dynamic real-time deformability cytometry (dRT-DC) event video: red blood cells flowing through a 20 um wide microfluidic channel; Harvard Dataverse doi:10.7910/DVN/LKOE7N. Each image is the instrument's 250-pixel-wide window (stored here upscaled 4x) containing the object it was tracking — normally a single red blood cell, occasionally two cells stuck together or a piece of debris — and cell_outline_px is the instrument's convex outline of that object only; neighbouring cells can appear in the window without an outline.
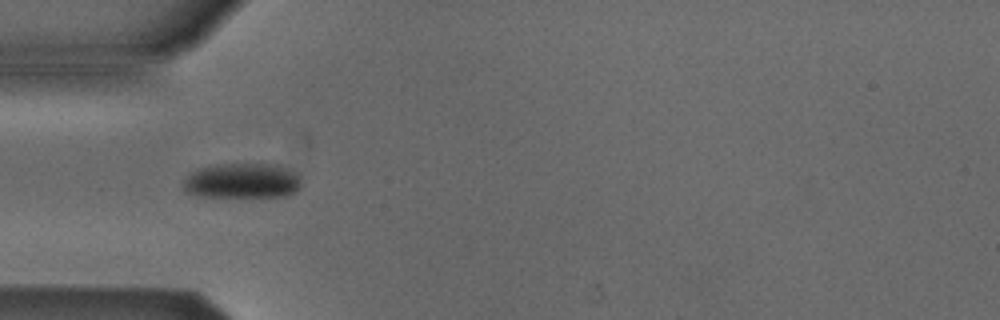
{"species": "Egyptian fruit bat (a non-hibernating species)", "species_latin": "Rousettus aegyptiacus", "temperature_condition": "cold", "stored_images_in_passage": 4, "camera_frame_rate_fps": 3000, "um_per_image_px": 0.085, "animal": {"sex": "male"}, "frame": {"image": 1, "passage_image": 1, "time_ms": 0.0, "image_size_px": [1000, 320], "cell_outline_px": [[300, 188], [296, 192], [288, 196], [200, 196], [188, 192], [184, 188], [184, 180], [196, 168], [216, 164], [276, 164], [296, 172], [300, 176]], "centroid_in_image_um": [20.63, 15.35], "position_along_channel_um": 64.4, "area_um2": 24.16}}
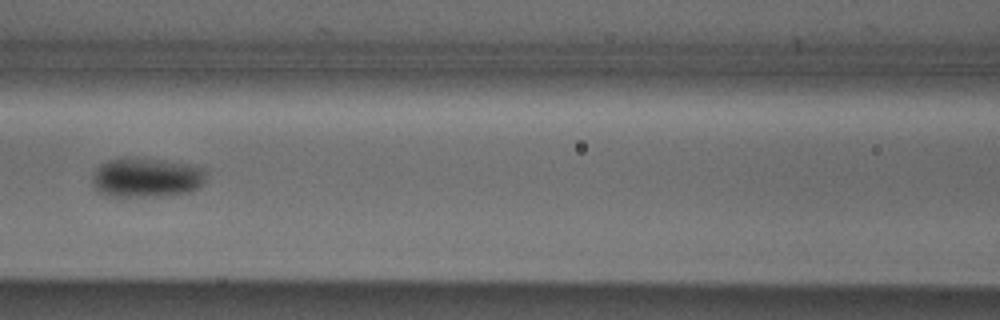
{"frame": {"image": 2, "passage_image": 3, "time_ms": 0.667, "image_size_px": [1000, 320], "cell_outline_px": [[204, 184], [200, 188], [192, 192], [160, 196], [108, 196], [96, 192], [92, 188], [92, 176], [96, 168], [100, 164], [108, 160], [124, 156], [136, 156], [164, 160], [188, 164], [204, 168]], "centroid_in_image_um": [12.4, 15.08], "position_along_channel_um": 154.2, "area_um2": 26.99}}
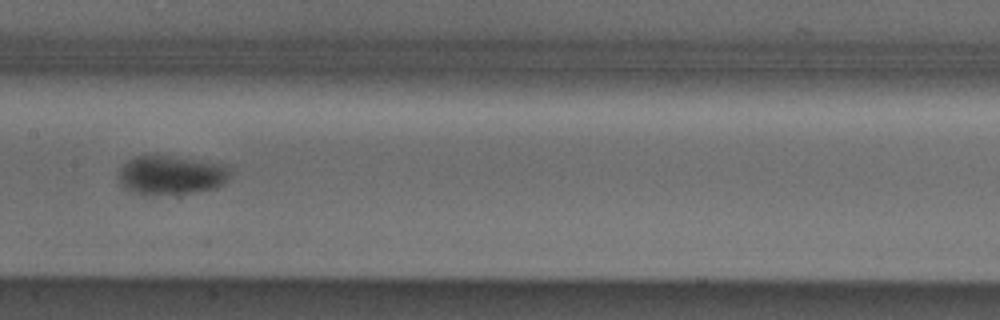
{"frame": {"image": 3, "passage_image": 4, "time_ms": 1.0, "image_size_px": [1000, 320], "cell_outline_px": [[232, 172], [228, 180], [224, 184], [216, 188], [196, 192], [144, 196], [132, 192], [124, 188], [120, 184], [116, 176], [120, 168], [128, 160], [136, 156], [156, 152], [228, 164], [232, 168]], "centroid_in_image_um": [14.56, 14.84], "position_along_channel_um": 192.8, "area_um2": 26.99}}